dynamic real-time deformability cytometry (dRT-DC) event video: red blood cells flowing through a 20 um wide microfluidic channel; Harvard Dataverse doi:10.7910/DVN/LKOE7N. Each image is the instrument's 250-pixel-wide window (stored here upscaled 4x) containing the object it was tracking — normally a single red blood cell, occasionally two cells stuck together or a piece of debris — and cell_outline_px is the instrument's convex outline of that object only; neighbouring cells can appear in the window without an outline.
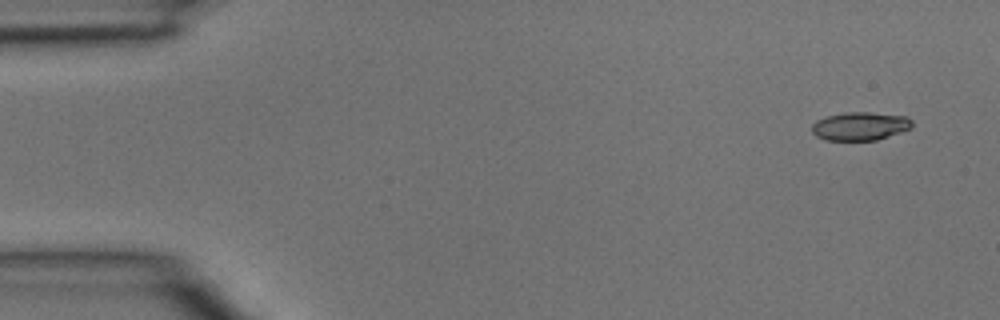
{"species": "common noctule bat (a hibernating species)", "species_latin": "Nyctalus noctula", "temperature_condition": "room temperature", "stored_images_in_passage": 4, "camera_frame_rate_fps": 3000, "um_per_image_px": 0.085, "animal": {"sex": "male", "body_mass_g": 15.6}, "frame": {"image": 1, "passage_image": 1, "time_ms": 0.0, "image_size_px": [1000, 320], "cell_outline_px": [[912, 128], [876, 140], [828, 140], [816, 136], [812, 132], [812, 124], [816, 120], [828, 116], [844, 112], [868, 112], [908, 116], [912, 120]], "centroid_in_image_um": [73.12, 10.71], "position_along_channel_um": 11.9, "area_um2": 16.53}}
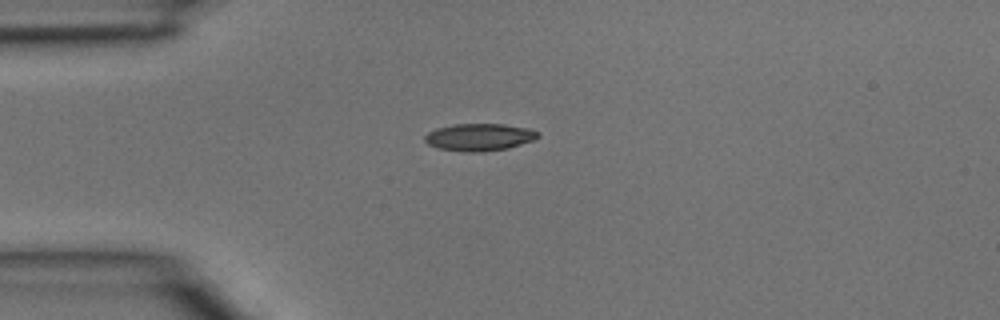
{"frame": {"image": 2, "passage_image": 3, "time_ms": 0.667, "image_size_px": [1000, 320], "cell_outline_px": [[540, 136], [532, 140], [508, 148], [472, 152], [440, 148], [428, 144], [424, 140], [424, 136], [428, 132], [436, 128], [452, 124], [504, 124], [528, 128], [540, 132]], "centroid_in_image_um": [40.74, 11.63], "position_along_channel_um": 44.3, "area_um2": 17.74}}